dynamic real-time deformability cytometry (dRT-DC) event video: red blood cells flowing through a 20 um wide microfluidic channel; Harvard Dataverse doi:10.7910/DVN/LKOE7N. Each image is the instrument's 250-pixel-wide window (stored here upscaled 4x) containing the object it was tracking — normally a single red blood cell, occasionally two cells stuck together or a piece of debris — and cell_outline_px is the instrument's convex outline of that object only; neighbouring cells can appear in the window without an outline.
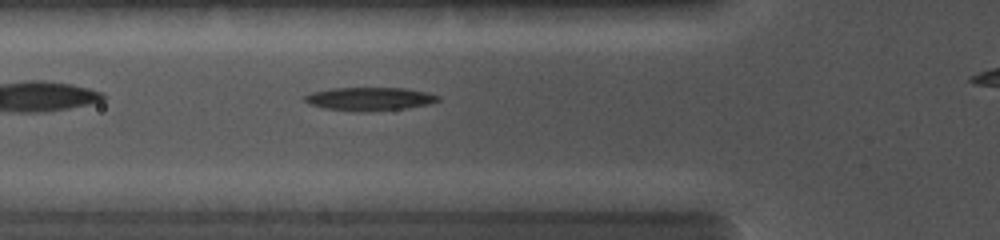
{"species": "common noctule bat (a hibernating species)", "species_latin": "Nyctalus noctula", "temperature_condition": "cold", "stored_images_in_passage": 3, "camera_frame_rate_fps": 5000, "um_per_image_px": 0.085, "animal": {"sex": "female", "body_mass_g": 19.0, "forearm_length_mm": 56.7}, "frame": {"image": 1, "passage_image": 3, "time_ms": 1.2, "image_size_px": [1000, 240], "cell_outline_px": [[440, 100], [428, 104], [404, 108], [368, 112], [356, 112], [324, 108], [312, 104], [304, 100], [304, 96], [312, 92], [332, 88], [404, 88], [424, 92], [440, 96]], "centroid_in_image_um": [31.4, 8.41], "position_along_channel_um": 94.4, "area_um2": 17.98}}